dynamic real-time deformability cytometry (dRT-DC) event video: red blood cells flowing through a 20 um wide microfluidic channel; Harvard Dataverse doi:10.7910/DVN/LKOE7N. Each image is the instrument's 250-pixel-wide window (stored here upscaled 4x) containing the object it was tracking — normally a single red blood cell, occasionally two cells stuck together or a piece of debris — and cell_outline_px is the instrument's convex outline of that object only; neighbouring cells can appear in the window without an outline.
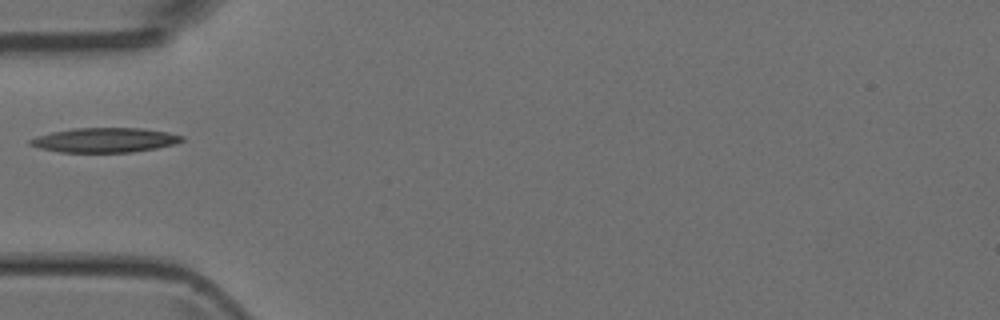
{"species": "Egyptian fruit bat (a non-hibernating species)", "species_latin": "Rousettus aegyptiacus", "temperature_condition": "room temperature", "stored_images_in_passage": 5, "camera_frame_rate_fps": 3000, "um_per_image_px": 0.085, "animal": {"sex": "female"}, "frame": {"image": 1, "passage_image": 5, "time_ms": 4.667, "image_size_px": [1000, 320], "cell_outline_px": [[184, 140], [176, 144], [156, 148], [132, 152], [60, 152], [40, 148], [28, 144], [28, 140], [36, 136], [52, 132], [72, 128], [144, 128], [168, 132], [184, 136]], "centroid_in_image_um": [8.92, 11.9], "position_along_channel_um": 76.1, "area_um2": 21.85}}